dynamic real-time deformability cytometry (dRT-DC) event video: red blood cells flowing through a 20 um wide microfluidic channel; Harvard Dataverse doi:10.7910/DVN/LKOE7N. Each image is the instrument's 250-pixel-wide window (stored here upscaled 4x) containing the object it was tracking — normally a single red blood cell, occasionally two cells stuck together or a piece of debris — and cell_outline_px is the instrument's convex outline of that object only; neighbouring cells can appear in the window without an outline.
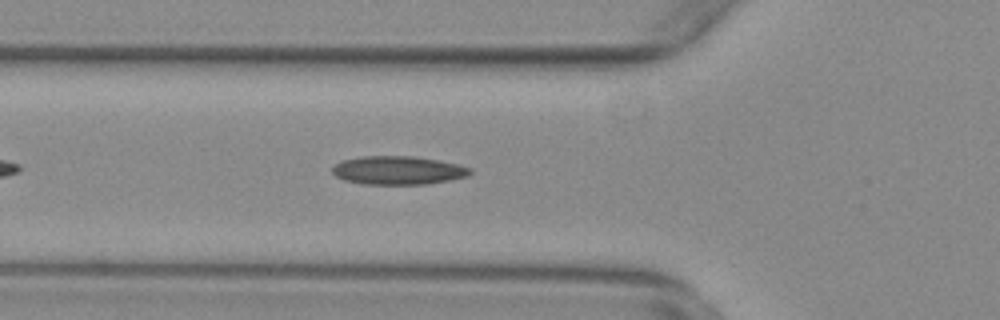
{"species": "common noctule bat (a hibernating species)", "species_latin": "Nyctalus noctula", "temperature_condition": "warm", "stored_images_in_passage": 43, "camera_frame_rate_fps": 3000, "um_per_image_px": 0.085, "animal": {"sex": "female", "body_mass_g": 29.2, "forearm_length_mm": 56.3}, "frame": {"image": 1, "passage_image": 7, "time_ms": 2.0, "image_size_px": [1000, 320], "cell_outline_px": [[472, 172], [468, 176], [428, 184], [360, 184], [344, 180], [336, 176], [332, 172], [332, 168], [336, 164], [344, 160], [364, 156], [412, 156], [436, 160], [456, 164], [472, 168]], "centroid_in_image_um": [33.83, 14.48], "position_along_channel_um": 92.0, "area_um2": 22.72}}
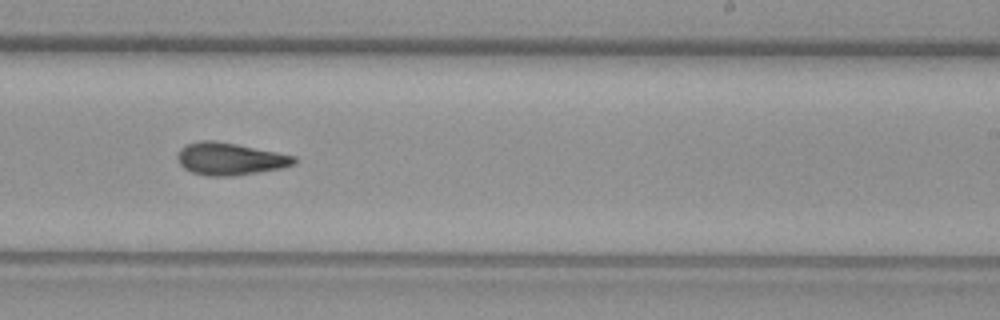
{"frame": {"image": 2, "passage_image": 21, "time_ms": 6.667, "image_size_px": [1000, 320], "cell_outline_px": [[296, 164], [280, 168], [232, 176], [208, 176], [192, 172], [184, 168], [176, 160], [176, 156], [180, 148], [188, 144], [200, 140], [212, 140], [236, 144], [296, 156]], "centroid_in_image_um": [19.51, 13.5], "position_along_channel_um": 269.5, "area_um2": 21.85}}
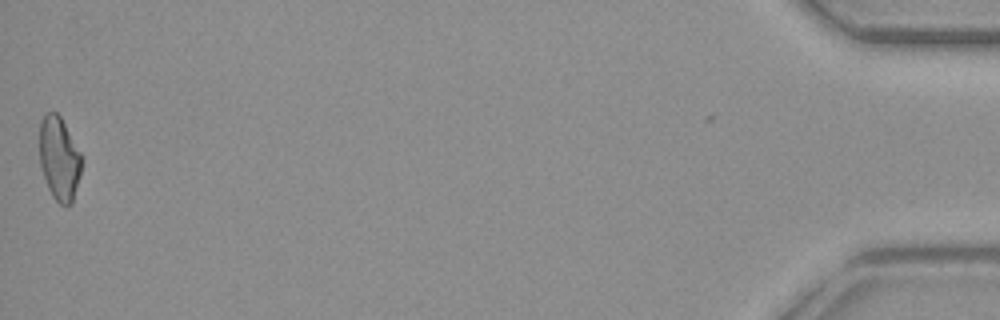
{"frame": {"image": 3, "passage_image": 42, "time_ms": 13.667, "image_size_px": [1000, 320], "cell_outline_px": [[80, 172], [72, 204], [68, 208], [64, 208], [52, 196], [48, 188], [40, 164], [40, 120], [48, 112], [56, 112], [60, 116], [80, 152]], "centroid_in_image_um": [5.02, 13.51], "position_along_channel_um": 430.2, "area_um2": 20.23}, "authors_computed_cell_mechanics": {"area_um2": 21.2704, "velocity_mm_per_s": 3.803, "shape_relaxation_time_tau1_ms": null, "shape_relaxation_time_tau2_ms": 4.0292, "deformation_change_tau1": null, "deformation_change_tau2": 0.1074}}